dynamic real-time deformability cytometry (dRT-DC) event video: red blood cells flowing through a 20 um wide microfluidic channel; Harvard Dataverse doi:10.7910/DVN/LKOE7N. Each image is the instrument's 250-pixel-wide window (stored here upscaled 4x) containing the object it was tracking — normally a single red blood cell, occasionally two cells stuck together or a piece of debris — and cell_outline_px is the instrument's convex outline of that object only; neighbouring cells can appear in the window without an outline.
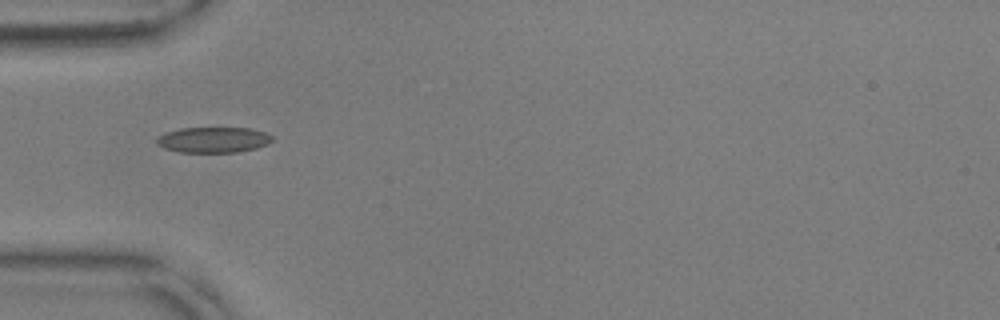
{"species": "common noctule bat (a hibernating species)", "species_latin": "Nyctalus noctula", "temperature_condition": "warm", "stored_images_in_passage": 4, "camera_frame_rate_fps": 3000, "um_per_image_px": 0.085, "animal": {"sex": "male", "body_mass_g": 17.9, "forearm_length_mm": 54.2}, "frame": {"image": 1, "passage_image": 1, "time_ms": 0.0, "image_size_px": [1000, 320], "cell_outline_px": [[272, 140], [268, 144], [256, 148], [236, 152], [180, 152], [164, 148], [156, 144], [156, 140], [160, 136], [168, 132], [180, 128], [252, 128], [264, 132], [272, 136]], "centroid_in_image_um": [18.15, 11.88], "position_along_channel_um": 66.9, "area_um2": 17.11}}